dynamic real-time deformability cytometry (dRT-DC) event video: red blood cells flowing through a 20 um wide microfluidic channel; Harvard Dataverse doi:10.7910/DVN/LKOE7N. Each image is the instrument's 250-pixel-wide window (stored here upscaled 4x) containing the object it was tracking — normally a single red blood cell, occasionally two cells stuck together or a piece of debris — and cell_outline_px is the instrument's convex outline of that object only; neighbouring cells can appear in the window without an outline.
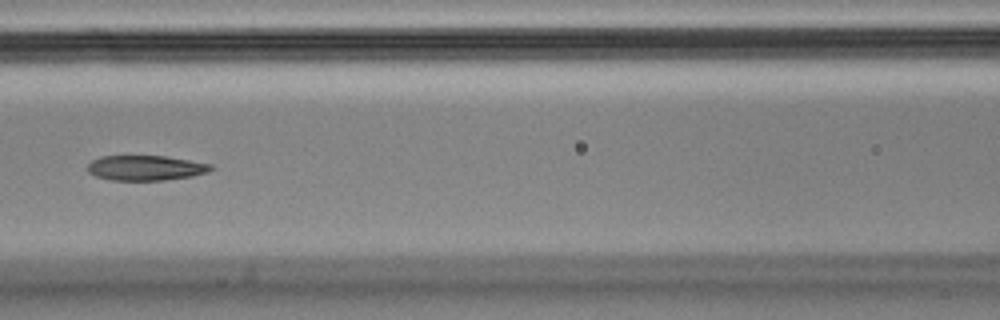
{"species": "Egyptian fruit bat (a non-hibernating species)", "species_latin": "Rousettus aegyptiacus", "temperature_condition": "cold", "stored_images_in_passage": 8, "camera_frame_rate_fps": 3000, "um_per_image_px": 0.085, "animal": {"sex": "male"}, "frame": {"image": 1, "passage_image": 6, "time_ms": 1.667, "image_size_px": [1000, 320], "cell_outline_px": [[216, 168], [208, 172], [192, 176], [164, 180], [112, 180], [96, 176], [88, 172], [88, 164], [92, 160], [100, 156], [164, 156], [212, 164]], "centroid_in_image_um": [12.4, 14.27], "position_along_channel_um": 154.2, "area_um2": 17.98}}
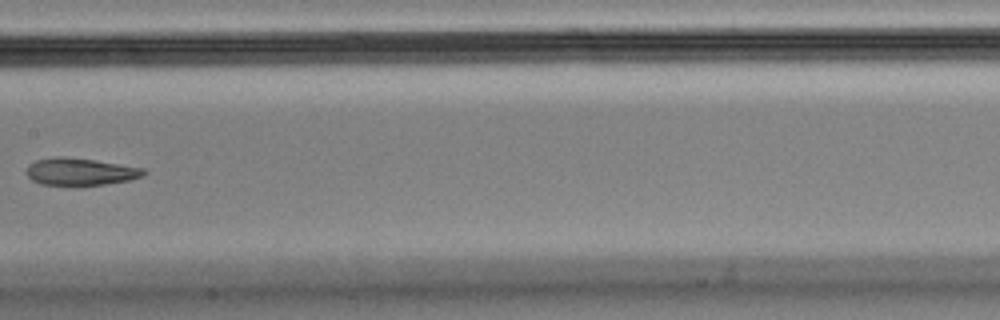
{"frame": {"image": 2, "passage_image": 7, "time_ms": 2.0, "image_size_px": [1000, 320], "cell_outline_px": [[148, 172], [140, 176], [128, 180], [104, 184], [76, 188], [72, 188], [40, 184], [32, 180], [28, 176], [28, 164], [36, 160], [56, 156], [64, 156], [96, 160], [144, 168]], "centroid_in_image_um": [6.79, 14.62], "position_along_channel_um": 200.6, "area_um2": 19.25}}
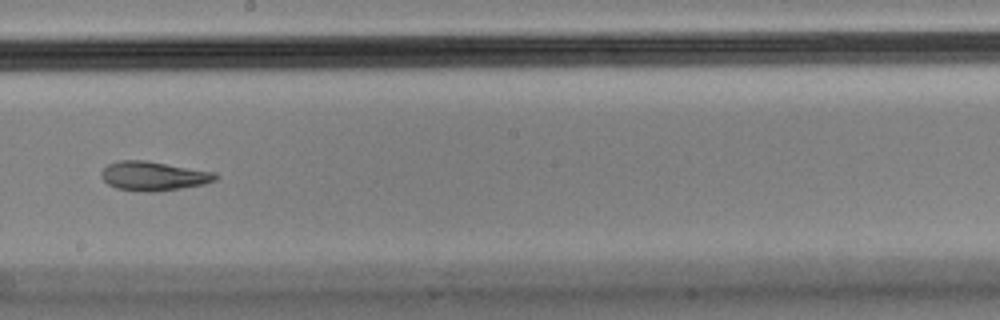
{"frame": {"image": 3, "passage_image": 8, "time_ms": 2.333, "image_size_px": [1000, 320], "cell_outline_px": [[220, 176], [216, 180], [204, 184], [156, 192], [144, 192], [116, 188], [108, 184], [100, 176], [100, 172], [108, 164], [116, 160], [144, 160], [216, 172]], "centroid_in_image_um": [13.05, 14.96], "position_along_channel_um": 235.2, "area_um2": 19.54}}